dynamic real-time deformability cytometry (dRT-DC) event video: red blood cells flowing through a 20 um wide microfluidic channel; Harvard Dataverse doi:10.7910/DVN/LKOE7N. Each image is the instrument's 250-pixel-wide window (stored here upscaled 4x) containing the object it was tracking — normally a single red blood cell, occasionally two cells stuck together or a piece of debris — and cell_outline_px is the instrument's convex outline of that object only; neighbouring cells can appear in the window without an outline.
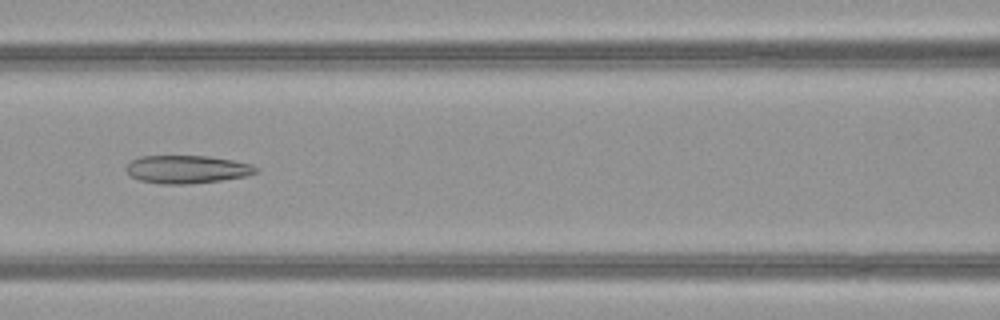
{"species": "common noctule bat (a hibernating species)", "species_latin": "Nyctalus noctula", "temperature_condition": "warm", "stored_images_in_passage": 51, "camera_frame_rate_fps": 3000, "um_per_image_px": 0.085, "animal": {"sex": "female", "body_mass_g": 21.9}, "frame": {"image": 1, "passage_image": 23, "time_ms": 7.333, "image_size_px": [1000, 320], "cell_outline_px": [[260, 172], [244, 176], [220, 180], [192, 184], [160, 184], [140, 180], [132, 176], [124, 168], [132, 160], [140, 156], [208, 156], [232, 160], [252, 164], [260, 168]], "centroid_in_image_um": [15.92, 14.39], "position_along_channel_um": 150.7, "area_um2": 21.21}}
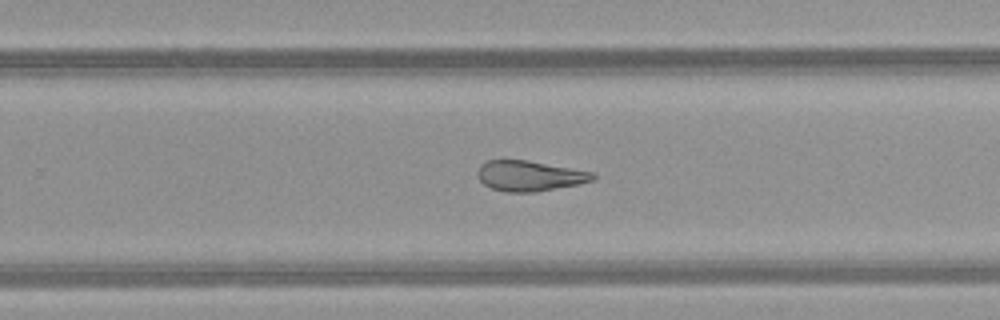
{"frame": {"image": 2, "passage_image": 33, "time_ms": 10.667, "image_size_px": [1000, 320], "cell_outline_px": [[596, 180], [580, 184], [536, 192], [504, 192], [492, 188], [484, 184], [476, 176], [476, 172], [480, 164], [488, 160], [528, 160], [596, 172]], "centroid_in_image_um": [45.05, 14.95], "position_along_channel_um": 284.8, "area_um2": 20.81}}
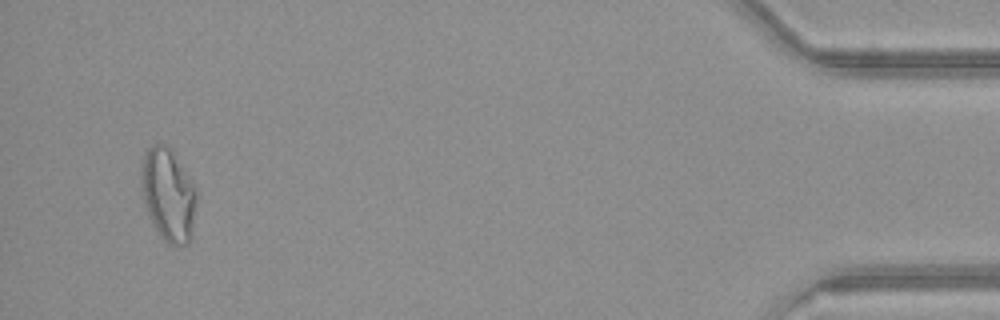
{"frame": {"image": 3, "passage_image": 49, "time_ms": 16.0, "image_size_px": [1000, 320], "cell_outline_px": [[200, 192], [192, 240], [188, 244], [176, 248], [168, 244], [160, 236], [144, 204], [140, 184], [140, 164], [144, 152], [152, 144], [168, 144]], "centroid_in_image_um": [14.35, 16.57], "position_along_channel_um": 420.8, "area_um2": 31.33}, "authors_computed_cell_mechanics": {"area_um2": 26.0678, "velocity_mm_per_s": 4.0372, "shape_relaxation_time_tau1_ms": null, "shape_relaxation_time_tau2_ms": 3.3338, "deformation_change_tau1": null, "deformation_change_tau2": 0.1283}}